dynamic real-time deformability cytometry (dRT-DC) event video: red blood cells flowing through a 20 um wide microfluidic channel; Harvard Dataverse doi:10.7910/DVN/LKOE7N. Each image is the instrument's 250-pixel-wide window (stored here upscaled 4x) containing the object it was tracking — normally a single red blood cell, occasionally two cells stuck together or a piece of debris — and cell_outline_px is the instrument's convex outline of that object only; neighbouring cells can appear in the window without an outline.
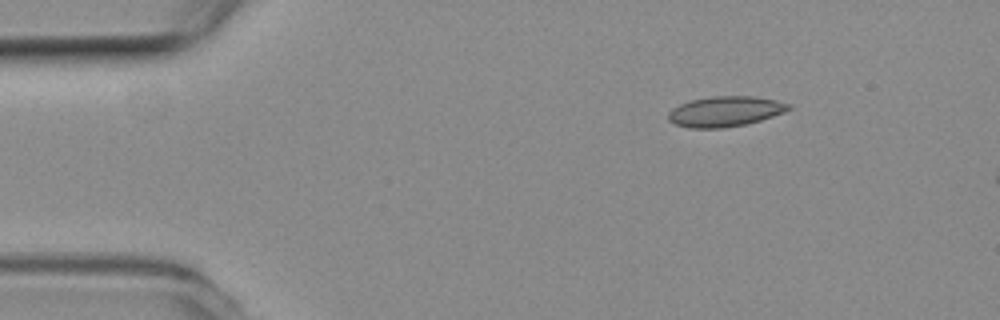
{"species": "common noctule bat (a hibernating species)", "species_latin": "Nyctalus noctula", "temperature_condition": "room temperature", "stored_images_in_passage": 3, "camera_frame_rate_fps": 3000, "um_per_image_px": 0.085, "animal": {"sex": "female", "body_mass_g": 19.3, "forearm_length_mm": 54.1}, "frame": {"image": 1, "passage_image": 1, "time_ms": 0.0, "image_size_px": [1000, 320], "cell_outline_px": [[792, 108], [784, 112], [748, 124], [724, 128], [688, 128], [676, 124], [668, 120], [668, 112], [672, 108], [680, 104], [692, 100], [712, 96], [752, 96], [776, 100], [792, 104]], "centroid_in_image_um": [61.65, 9.47], "position_along_channel_um": 23.4, "area_um2": 21.33}}